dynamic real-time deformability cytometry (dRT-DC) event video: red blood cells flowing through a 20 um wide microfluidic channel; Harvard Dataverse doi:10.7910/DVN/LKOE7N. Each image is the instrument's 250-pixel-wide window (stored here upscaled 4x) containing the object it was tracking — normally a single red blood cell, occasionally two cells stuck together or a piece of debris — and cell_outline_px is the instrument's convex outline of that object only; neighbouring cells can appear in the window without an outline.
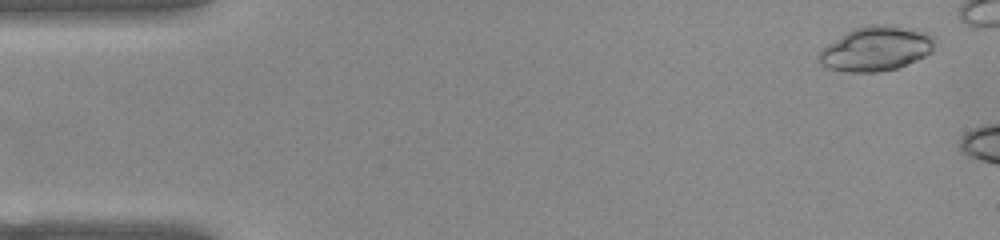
{"species": "common noctule bat (a hibernating species)", "species_latin": "Nyctalus noctula", "temperature_condition": "warm", "stored_images_in_passage": 46, "camera_frame_rate_fps": 3000, "um_per_image_px": 0.085, "animal": {"sex": "female", "body_mass_g": 22.0, "forearm_length_mm": 56.7}, "frame": {"image": 1, "passage_image": 3, "time_ms": 0.667, "image_size_px": [1000, 240], "cell_outline_px": [[932, 52], [900, 68], [880, 72], [848, 72], [824, 68], [820, 64], [820, 48], [848, 32], [856, 28], [868, 24], [896, 24], [928, 32], [932, 36]], "centroid_in_image_um": [74.46, 4.14], "position_along_channel_um": 10.5, "area_um2": 30.29}}
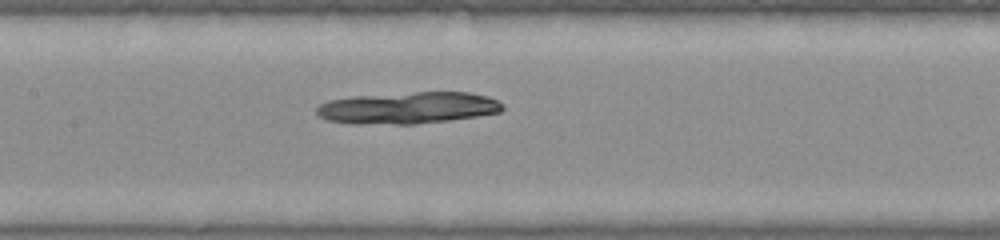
{"frame": {"image": 2, "passage_image": 25, "time_ms": 8.0, "image_size_px": [1000, 240], "cell_outline_px": [[504, 108], [500, 112], [476, 116], [448, 120], [412, 124], [360, 124], [328, 120], [320, 116], [316, 112], [316, 108], [320, 104], [328, 100], [352, 96], [416, 92], [468, 92], [488, 96], [504, 104]], "centroid_in_image_um": [34.68, 9.16], "position_along_channel_um": 172.7, "area_um2": 34.33}}
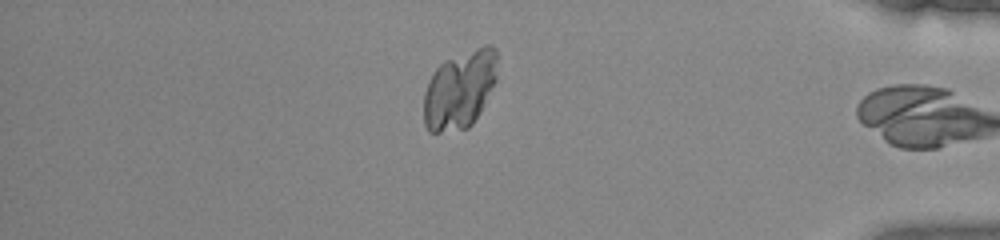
{"frame": {"image": 3, "passage_image": 45, "time_ms": 14.667, "image_size_px": [1000, 240], "cell_outline_px": [[496, 80], [472, 124], [468, 128], [440, 132], [428, 132], [424, 124], [424, 92], [428, 80], [432, 72], [444, 60], [484, 44], [492, 44], [496, 48]], "centroid_in_image_um": [39.05, 7.59], "position_along_channel_um": 396.2, "area_um2": 33.47}}